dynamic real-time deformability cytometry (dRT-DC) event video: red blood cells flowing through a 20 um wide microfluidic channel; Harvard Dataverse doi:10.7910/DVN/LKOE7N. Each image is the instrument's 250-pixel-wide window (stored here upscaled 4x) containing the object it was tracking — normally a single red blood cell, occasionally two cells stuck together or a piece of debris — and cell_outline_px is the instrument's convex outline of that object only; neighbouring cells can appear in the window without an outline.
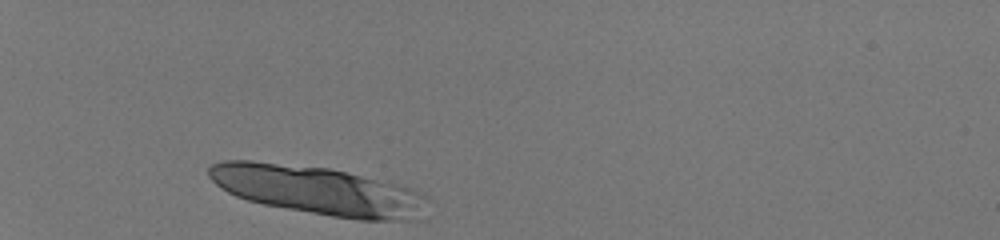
{"species": "human", "species_latin": "Homo sapiens", "temperature_condition": "room temperature", "stored_images_in_passage": 31, "segment_of_instrument_passage": [1, 2], "camera_frame_rate_fps": 3000, "um_per_image_px": 0.085, "donor": {"sex": "male"}, "frame": {"image": 1, "passage_image": 1, "time_ms": 0.0, "image_size_px": [1000, 240], "cell_outline_px": [[432, 200], [424, 220], [360, 220], [332, 216], [264, 204], [248, 200], [236, 196], [220, 188], [208, 176], [208, 168], [212, 164], [224, 160], [248, 160], [328, 168], [400, 184], [412, 188], [428, 196]], "centroid_in_image_um": [27.17, 16.2], "position_along_channel_um": 57.8, "area_um2": 62.66}}